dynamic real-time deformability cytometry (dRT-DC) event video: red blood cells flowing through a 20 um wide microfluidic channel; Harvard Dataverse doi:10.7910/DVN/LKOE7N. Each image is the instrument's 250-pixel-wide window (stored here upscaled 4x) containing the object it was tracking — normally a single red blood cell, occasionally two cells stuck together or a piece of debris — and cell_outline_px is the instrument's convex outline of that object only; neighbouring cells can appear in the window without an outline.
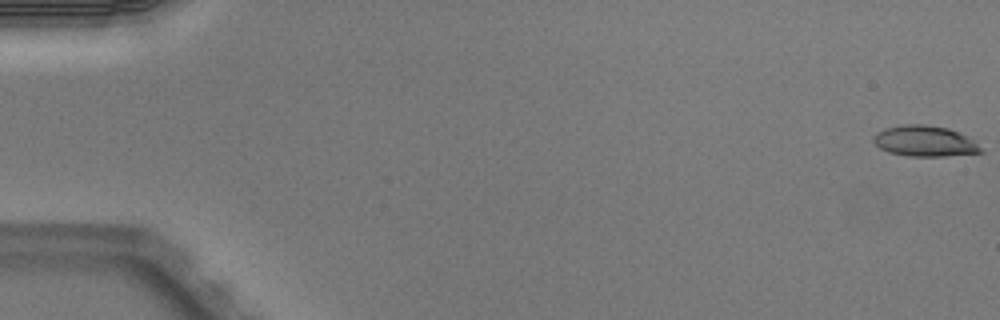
{"species": "Egyptian fruit bat (a non-hibernating species)", "species_latin": "Rousettus aegyptiacus", "temperature_condition": "warm", "stored_images_in_passage": 5, "camera_frame_rate_fps": 3000, "um_per_image_px": 0.085, "animal": {"sex": "male"}, "frame": {"image": 1, "passage_image": 1, "time_ms": 0.0, "image_size_px": [1000, 320], "cell_outline_px": [[984, 152], [944, 156], [908, 156], [888, 152], [880, 148], [872, 140], [872, 136], [876, 132], [884, 128], [904, 124], [924, 124], [948, 128], [960, 132], [968, 136]], "centroid_in_image_um": [78.56, 11.98], "position_along_channel_um": 6.4, "area_um2": 19.31}}
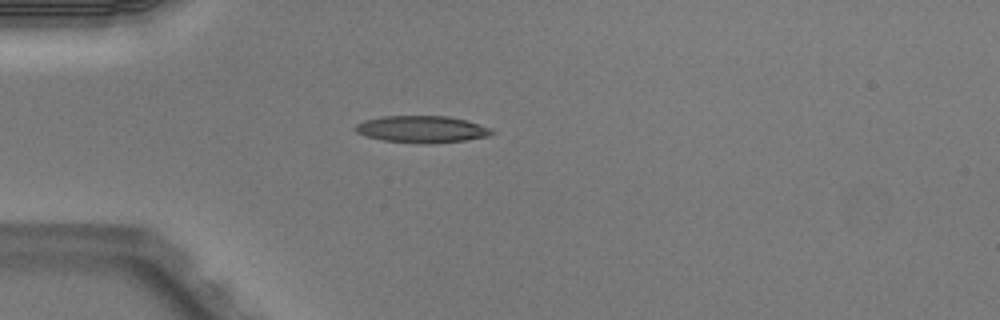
{"frame": {"image": 2, "passage_image": 4, "time_ms": 1.0, "image_size_px": [1000, 320], "cell_outline_px": [[496, 132], [488, 136], [464, 140], [428, 144], [384, 140], [364, 136], [356, 132], [352, 128], [356, 124], [364, 120], [384, 116], [448, 116], [468, 120], [488, 128]], "centroid_in_image_um": [35.82, 10.98], "position_along_channel_um": 49.2, "area_um2": 21.33}}